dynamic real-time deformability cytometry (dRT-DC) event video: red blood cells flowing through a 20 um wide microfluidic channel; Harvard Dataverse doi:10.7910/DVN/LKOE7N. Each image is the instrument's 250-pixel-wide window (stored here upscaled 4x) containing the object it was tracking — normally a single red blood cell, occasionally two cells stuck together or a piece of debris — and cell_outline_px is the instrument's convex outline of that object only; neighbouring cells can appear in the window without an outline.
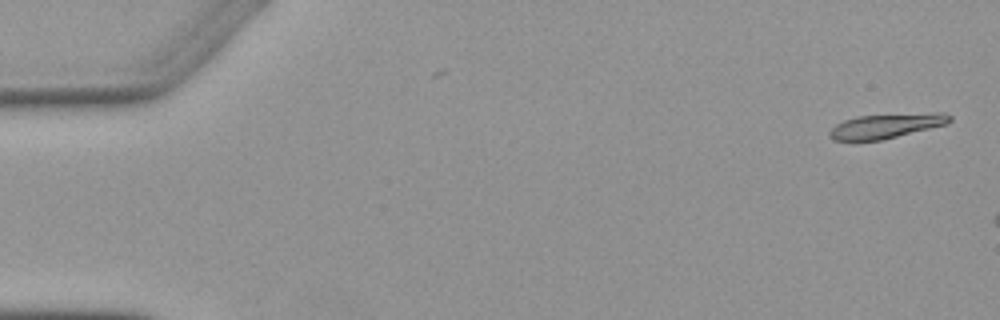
{"species": "Egyptian fruit bat (a non-hibernating species)", "species_latin": "Rousettus aegyptiacus", "temperature_condition": "warm", "stored_images_in_passage": 4, "camera_frame_rate_fps": 3000, "um_per_image_px": 0.085, "animal": {"sex": "female"}, "frame": {"image": 1, "passage_image": 1, "time_ms": 0.0, "image_size_px": [1000, 320], "cell_outline_px": [[952, 120], [948, 124], [880, 140], [832, 140], [828, 136], [828, 132], [836, 124], [844, 120], [856, 116], [936, 112], [944, 112], [952, 116]], "centroid_in_image_um": [75.35, 10.69], "position_along_channel_um": 9.6, "area_um2": 17.28}}
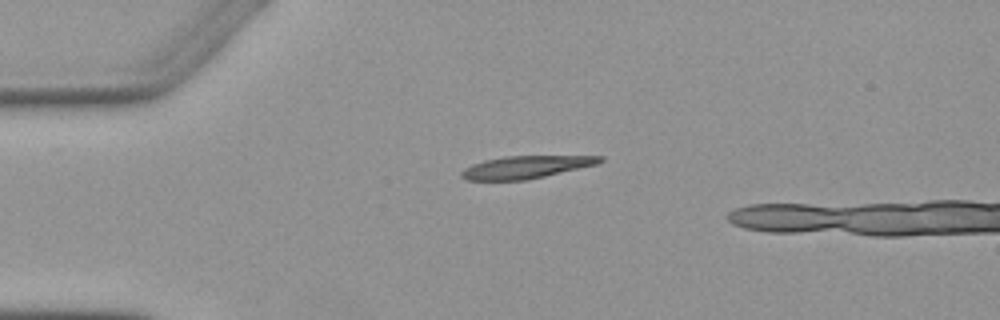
{"frame": {"image": 2, "passage_image": 4, "time_ms": 3.667, "image_size_px": [1000, 320], "cell_outline_px": [[604, 160], [596, 164], [528, 180], [468, 180], [460, 176], [460, 172], [464, 168], [472, 164], [484, 160], [504, 156], [604, 156]], "centroid_in_image_um": [44.66, 14.2], "position_along_channel_um": 40.3, "area_um2": 18.09}}